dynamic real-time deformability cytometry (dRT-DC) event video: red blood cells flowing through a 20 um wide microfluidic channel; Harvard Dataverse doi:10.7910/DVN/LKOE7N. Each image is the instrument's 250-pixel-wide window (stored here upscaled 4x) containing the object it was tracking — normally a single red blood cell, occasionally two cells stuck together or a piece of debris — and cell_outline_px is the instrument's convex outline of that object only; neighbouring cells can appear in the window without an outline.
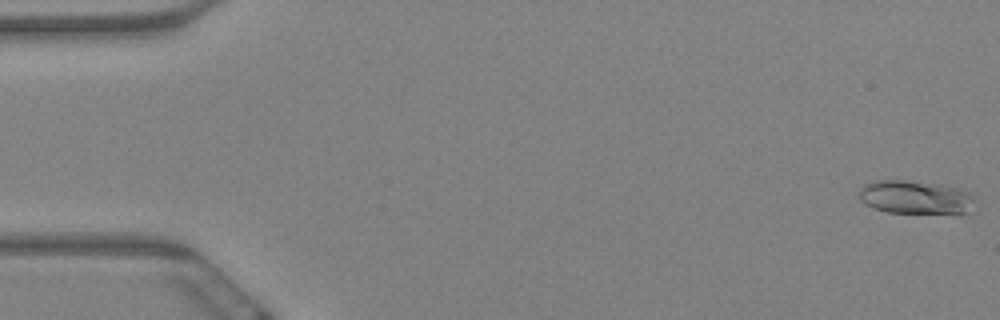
{"species": "Egyptian fruit bat (a non-hibernating species)", "species_latin": "Rousettus aegyptiacus", "temperature_condition": "warm", "stored_images_in_passage": 13, "camera_frame_rate_fps": 3000, "um_per_image_px": 0.085, "animal": {"sex": "female"}, "frame": {"image": 1, "passage_image": 1, "time_ms": 0.0, "image_size_px": [1000, 320], "cell_outline_px": [[976, 200], [964, 212], [888, 212], [872, 208], [864, 204], [860, 200], [860, 188], [864, 184], [872, 180], [904, 180], [940, 184], [956, 188], [968, 192]], "centroid_in_image_um": [77.7, 16.74], "position_along_channel_um": 7.3, "area_um2": 22.14}}
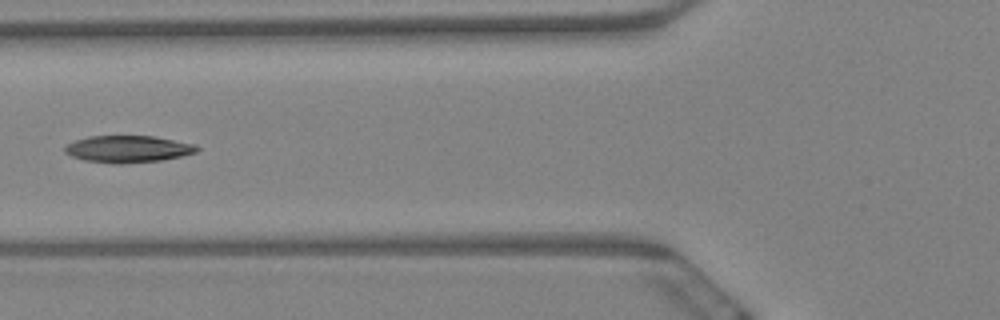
{"frame": {"image": 2, "passage_image": 7, "time_ms": 2.0, "image_size_px": [1000, 320], "cell_outline_px": [[200, 148], [196, 152], [180, 156], [160, 160], [120, 164], [112, 164], [84, 160], [72, 156], [64, 152], [64, 148], [68, 144], [76, 140], [88, 136], [152, 136], [196, 144]], "centroid_in_image_um": [10.87, 12.67], "position_along_channel_um": 114.9, "area_um2": 20.63}}
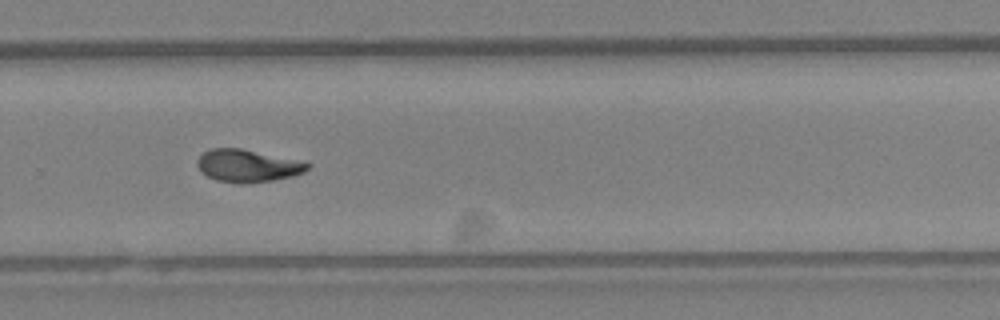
{"frame": {"image": 3, "passage_image": 12, "time_ms": 3.667, "image_size_px": [1000, 320], "cell_outline_px": [[312, 164], [304, 172], [292, 176], [272, 180], [244, 184], [240, 184], [216, 180], [200, 172], [196, 164], [196, 160], [204, 152], [212, 148], [240, 148]], "centroid_in_image_um": [20.98, 14.1], "position_along_channel_um": 308.8, "area_um2": 20.63}}